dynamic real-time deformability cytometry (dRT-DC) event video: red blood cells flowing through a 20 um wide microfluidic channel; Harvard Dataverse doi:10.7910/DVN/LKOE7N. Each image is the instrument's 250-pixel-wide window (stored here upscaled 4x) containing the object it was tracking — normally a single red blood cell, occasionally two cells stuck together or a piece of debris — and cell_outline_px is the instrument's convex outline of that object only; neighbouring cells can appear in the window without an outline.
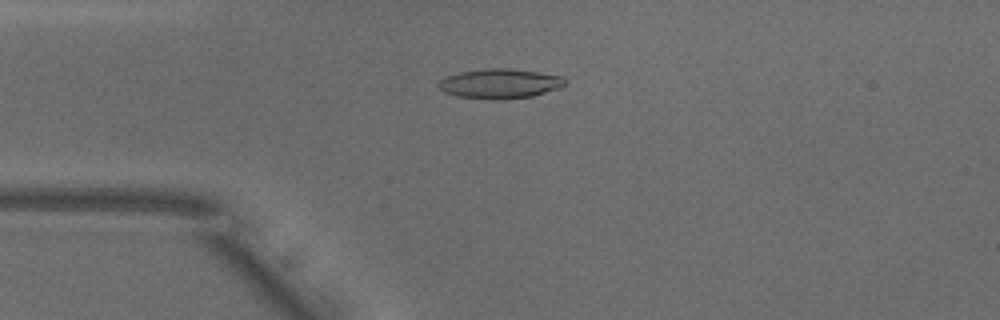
{"species": "common noctule bat (a hibernating species)", "species_latin": "Nyctalus noctula", "temperature_condition": "warm", "stored_images_in_passage": 48, "camera_frame_rate_fps": 3000, "um_per_image_px": 0.085, "animal": {"sex": "male", "body_mass_g": 18.8}, "frame": {"image": 1, "passage_image": 10, "time_ms": 3.0, "image_size_px": [1000, 320], "cell_outline_px": [[564, 84], [560, 88], [532, 96], [500, 100], [492, 100], [456, 96], [444, 92], [436, 84], [444, 76], [460, 72], [484, 68], [512, 68], [540, 72], [560, 76], [564, 80]], "centroid_in_image_um": [42.44, 7.1], "position_along_channel_um": 42.6, "area_um2": 22.08}}
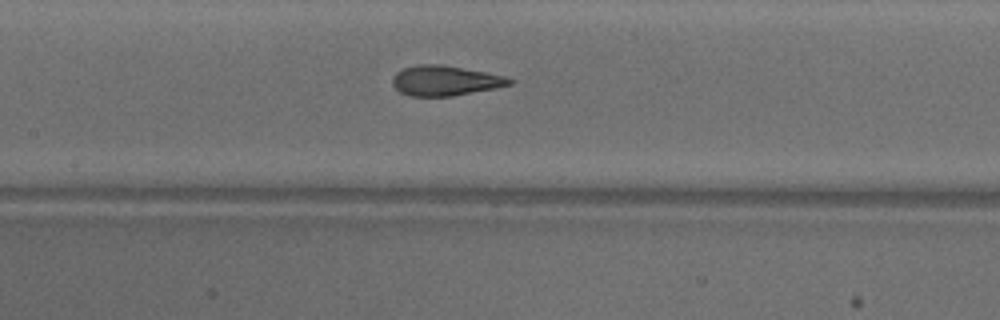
{"frame": {"image": 2, "passage_image": 21, "time_ms": 6.667, "image_size_px": [1000, 320], "cell_outline_px": [[512, 84], [496, 88], [452, 96], [408, 96], [400, 92], [392, 84], [392, 76], [396, 72], [404, 68], [420, 64], [440, 64], [488, 72], [504, 76], [512, 80]], "centroid_in_image_um": [37.82, 6.85], "position_along_channel_um": 169.6, "area_um2": 20.52}}
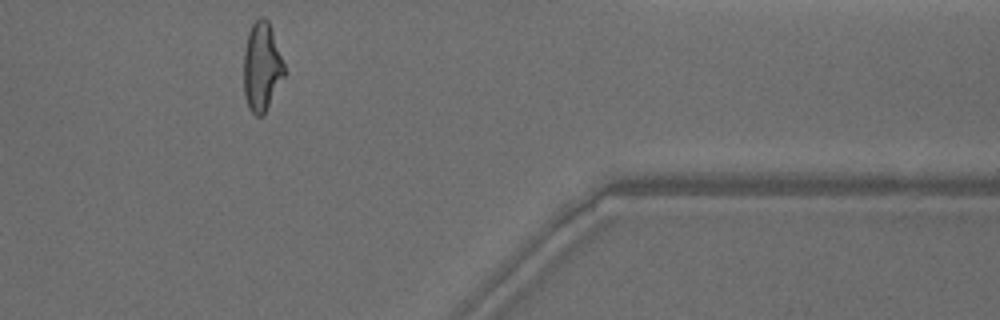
{"frame": {"image": 3, "passage_image": 40, "time_ms": 13.0, "image_size_px": [1000, 320], "cell_outline_px": [[284, 76], [264, 112], [260, 116], [256, 116], [248, 108], [244, 96], [244, 48], [248, 32], [252, 24], [260, 16], [264, 16], [268, 20], [284, 64]], "centroid_in_image_um": [22.22, 5.65], "position_along_channel_um": 389.2, "area_um2": 20.69}, "authors_computed_cell_mechanics": {"area_um2": 21.2126, "velocity_mm_per_s": 3.8653, "shape_relaxation_time_tau1_ms": 5.4995, "shape_relaxation_time_tau2_ms": 1.1599, "deformation_change_tau1": 0.2054, "deformation_change_tau2": 0.0864}}